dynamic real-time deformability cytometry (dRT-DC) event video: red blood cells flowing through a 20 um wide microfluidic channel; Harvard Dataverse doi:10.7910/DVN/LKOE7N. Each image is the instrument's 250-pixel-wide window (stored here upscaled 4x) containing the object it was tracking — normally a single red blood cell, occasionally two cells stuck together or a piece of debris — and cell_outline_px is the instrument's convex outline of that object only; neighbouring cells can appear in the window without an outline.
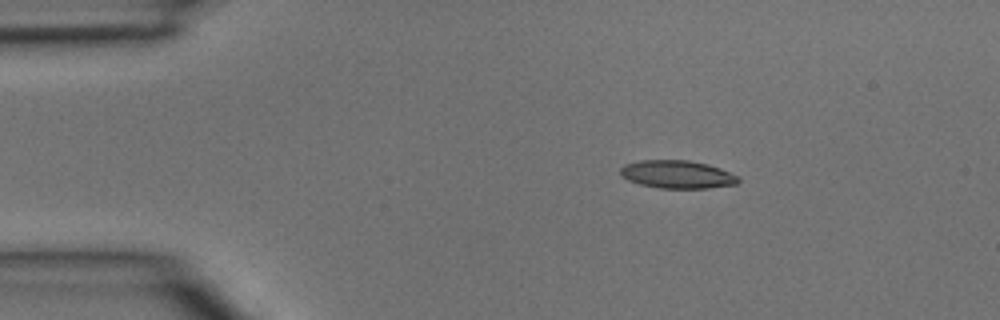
{"species": "common noctule bat (a hibernating species)", "species_latin": "Nyctalus noctula", "temperature_condition": "room temperature", "stored_images_in_passage": 3, "segment_of_instrument_passage": [1, 2], "camera_frame_rate_fps": 3000, "um_per_image_px": 0.085, "animal": {"sex": "male", "body_mass_g": 15.6}, "frame": {"image": 1, "passage_image": 1, "time_ms": 0.0, "image_size_px": [1000, 320], "cell_outline_px": [[740, 180], [736, 184], [708, 188], [660, 188], [640, 184], [628, 180], [620, 176], [620, 168], [624, 164], [640, 160], [688, 160], [708, 164], [720, 168], [740, 176]], "centroid_in_image_um": [57.56, 14.82], "position_along_channel_um": 27.4, "area_um2": 19.36}}